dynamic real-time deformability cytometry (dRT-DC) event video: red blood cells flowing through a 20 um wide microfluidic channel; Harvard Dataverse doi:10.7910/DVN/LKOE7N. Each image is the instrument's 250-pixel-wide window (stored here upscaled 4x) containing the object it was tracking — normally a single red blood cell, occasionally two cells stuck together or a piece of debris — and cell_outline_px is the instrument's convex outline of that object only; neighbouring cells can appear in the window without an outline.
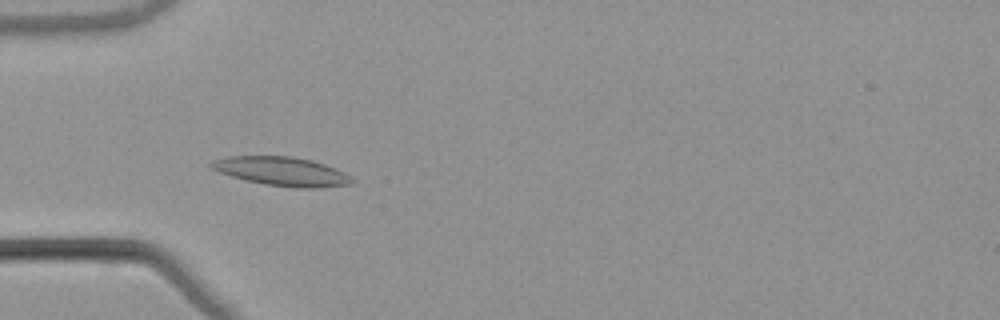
{"species": "common noctule bat (a hibernating species)", "species_latin": "Nyctalus noctula", "temperature_condition": "warm", "stored_images_in_passage": 35, "camera_frame_rate_fps": 3000, "um_per_image_px": 0.085, "animal": {"sex": "male", "body_mass_g": 21.5, "forearm_length_mm": 52.0}, "frame": {"image": 1, "passage_image": 18, "time_ms": 5.667, "image_size_px": [1000, 320], "cell_outline_px": [[356, 180], [352, 184], [316, 188], [296, 188], [264, 184], [244, 180], [208, 168], [208, 164], [212, 160], [228, 156], [292, 156], [312, 160], [336, 168], [352, 176]], "centroid_in_image_um": [23.96, 14.57], "position_along_channel_um": 61.0, "area_um2": 23.99}}
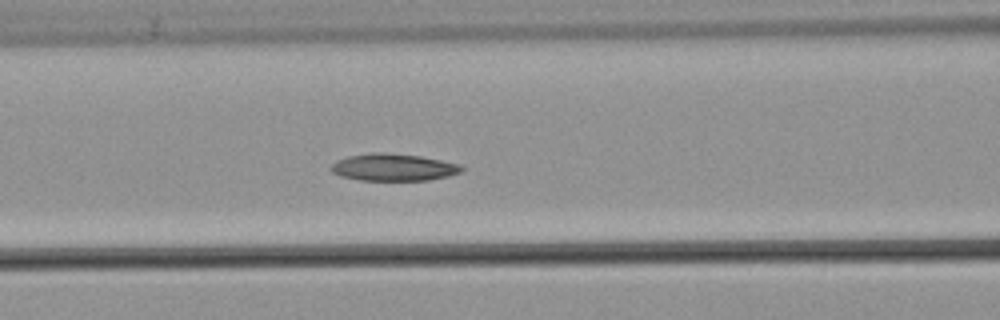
{"frame": {"image": 2, "passage_image": 24, "time_ms": 7.667, "image_size_px": [1000, 320], "cell_outline_px": [[464, 168], [460, 172], [448, 176], [428, 180], [360, 180], [340, 176], [332, 172], [328, 168], [336, 160], [348, 156], [372, 152], [384, 152], [420, 156], [460, 164]], "centroid_in_image_um": [33.4, 14.21], "position_along_channel_um": 133.2, "area_um2": 20.69}}
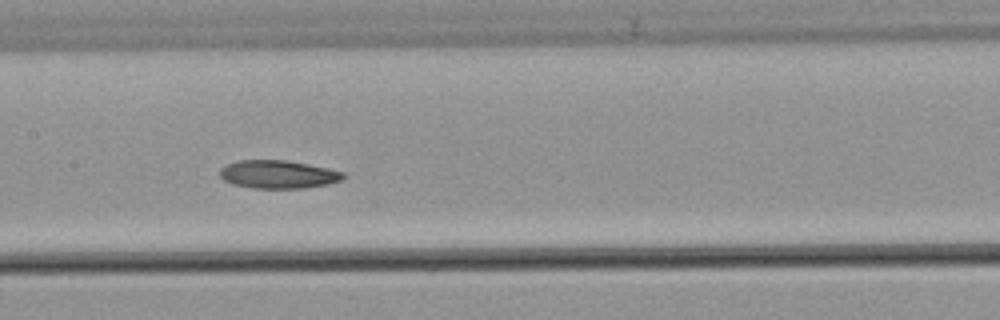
{"frame": {"image": 3, "passage_image": 28, "time_ms": 9.0, "image_size_px": [1000, 320], "cell_outline_px": [[348, 176], [340, 180], [328, 184], [304, 188], [252, 188], [232, 184], [224, 180], [220, 176], [220, 168], [228, 164], [240, 160], [284, 160], [308, 164], [328, 168], [344, 172]], "centroid_in_image_um": [23.66, 14.82], "position_along_channel_um": 183.7, "area_um2": 20.23}}